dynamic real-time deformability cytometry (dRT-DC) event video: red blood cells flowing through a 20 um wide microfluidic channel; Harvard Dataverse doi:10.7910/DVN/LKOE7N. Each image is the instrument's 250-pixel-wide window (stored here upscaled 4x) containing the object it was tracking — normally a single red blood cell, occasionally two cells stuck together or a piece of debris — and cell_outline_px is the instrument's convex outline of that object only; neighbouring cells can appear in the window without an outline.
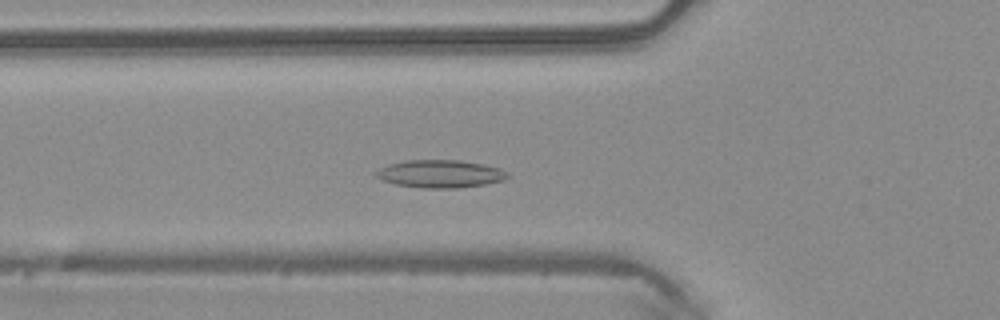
{"species": "common noctule bat (a hibernating species)", "species_latin": "Nyctalus noctula", "temperature_condition": "warm", "stored_images_in_passage": 47, "camera_frame_rate_fps": 3000, "um_per_image_px": 0.085, "animal": {"sex": "male", "body_mass_g": 20.4}, "frame": {"image": 1, "passage_image": 15, "time_ms": 4.667, "image_size_px": [1000, 320], "cell_outline_px": [[512, 176], [504, 180], [484, 184], [456, 188], [420, 188], [396, 184], [384, 180], [376, 176], [376, 172], [380, 168], [388, 164], [404, 160], [460, 160], [484, 164], [500, 168], [508, 172]], "centroid_in_image_um": [37.46, 14.77], "position_along_channel_um": 88.3, "area_um2": 21.33}}
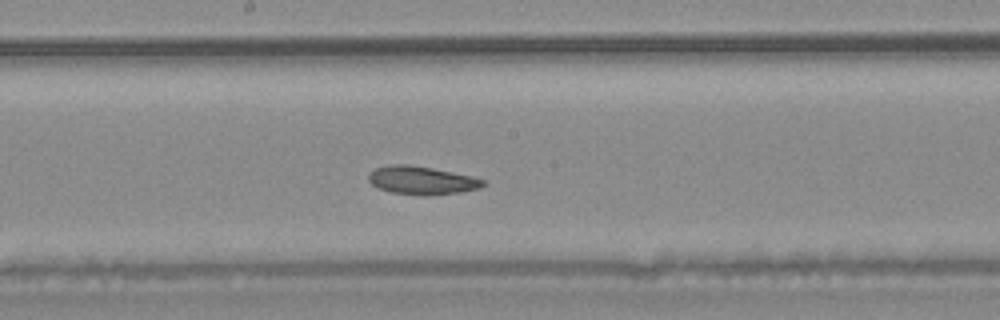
{"frame": {"image": 2, "passage_image": 24, "time_ms": 7.667, "image_size_px": [1000, 320], "cell_outline_px": [[484, 184], [480, 188], [460, 192], [424, 196], [392, 192], [376, 188], [368, 180], [368, 172], [376, 168], [388, 164], [408, 164], [432, 168], [472, 176], [484, 180]], "centroid_in_image_um": [35.8, 15.32], "position_along_channel_um": 212.4, "area_um2": 18.9}}
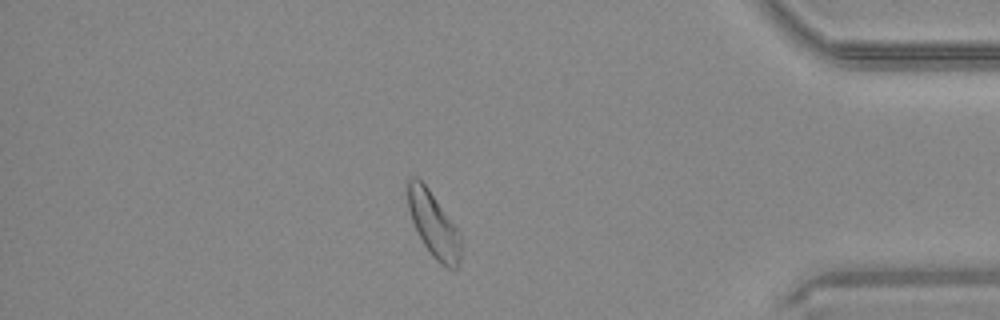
{"frame": {"image": 3, "passage_image": 40, "time_ms": 13.0, "image_size_px": [1000, 320], "cell_outline_px": [[460, 260], [456, 268], [448, 268], [436, 260], [432, 256], [424, 244], [412, 220], [408, 208], [404, 180], [412, 176], [416, 176], [428, 188], [460, 232]], "centroid_in_image_um": [36.8, 19.01], "position_along_channel_um": 398.4, "area_um2": 20.11}, "authors_computed_cell_mechanics": {"area_um2": 20.4034, "velocity_mm_per_s": 4.1118, "shape_relaxation_time_tau1_ms": null, "shape_relaxation_time_tau2_ms": 2.4037, "deformation_change_tau1": null, "deformation_change_tau2": 0.0862}}